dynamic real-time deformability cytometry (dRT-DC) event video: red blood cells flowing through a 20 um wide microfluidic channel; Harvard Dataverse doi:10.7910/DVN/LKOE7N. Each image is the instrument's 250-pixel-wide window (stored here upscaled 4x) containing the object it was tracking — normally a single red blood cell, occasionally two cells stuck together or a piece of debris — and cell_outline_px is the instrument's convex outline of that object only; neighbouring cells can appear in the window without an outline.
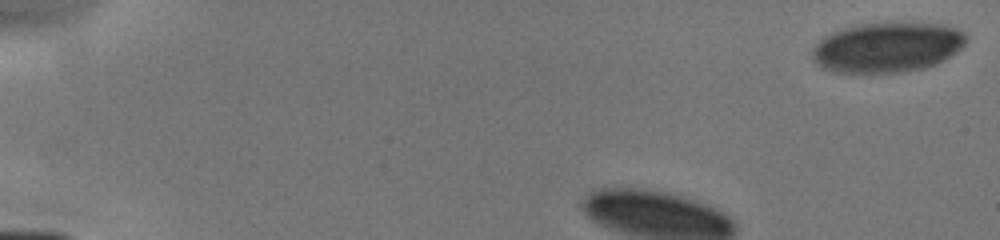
{"species": "human", "species_latin": "Homo sapiens", "temperature_condition": "cold", "stored_images_in_passage": 5, "camera_frame_rate_fps": 3000, "um_per_image_px": 0.085, "donor": {"sex": "male"}, "frame": {"image": 1, "passage_image": 1, "time_ms": 0.0, "image_size_px": [1000, 240], "cell_outline_px": [[968, 40], [956, 52], [944, 60], [936, 64], [924, 68], [900, 72], [836, 72], [824, 68], [812, 56], [812, 48], [824, 36], [832, 32], [844, 28], [860, 24], [948, 24], [964, 32]], "centroid_in_image_um": [75.45, 4.02], "position_along_channel_um": 9.6, "area_um2": 44.27}}